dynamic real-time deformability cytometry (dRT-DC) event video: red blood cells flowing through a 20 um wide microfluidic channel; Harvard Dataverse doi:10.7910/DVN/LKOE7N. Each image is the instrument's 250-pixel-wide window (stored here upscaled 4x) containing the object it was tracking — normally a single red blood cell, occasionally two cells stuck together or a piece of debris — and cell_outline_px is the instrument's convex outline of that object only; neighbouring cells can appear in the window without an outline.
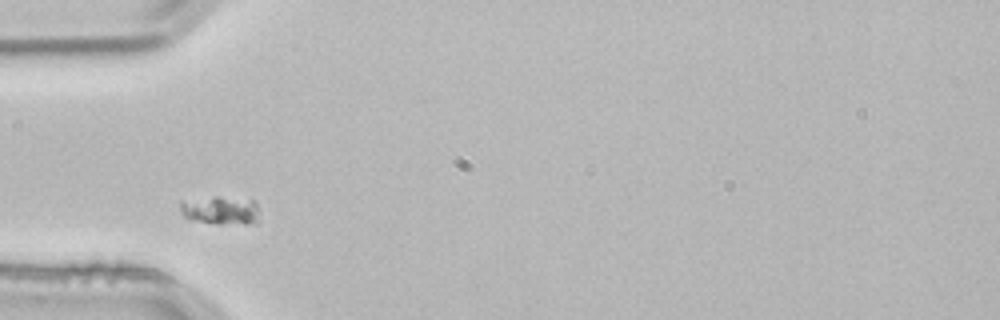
{"species": "common noctule bat (a hibernating species)", "species_latin": "Nyctalus noctula", "temperature_condition": "room temperature", "stored_images_in_passage": 2, "camera_frame_rate_fps": 3000, "um_per_image_px": 0.085, "animal": {"sex": "male", "body_mass_g": 21.5, "forearm_length_mm": 52.0}, "frame": {"image": 1, "passage_image": 1, "time_ms": 0.0, "image_size_px": [1000, 320], "cell_outline_px": [[260, 212], [256, 224], [244, 224], [192, 220], [184, 216], [180, 212], [180, 200], [216, 196], [220, 196], [252, 200], [256, 204]], "centroid_in_image_um": [18.76, 17.85], "position_along_channel_um": 66.2, "area_um2": 13.12}}